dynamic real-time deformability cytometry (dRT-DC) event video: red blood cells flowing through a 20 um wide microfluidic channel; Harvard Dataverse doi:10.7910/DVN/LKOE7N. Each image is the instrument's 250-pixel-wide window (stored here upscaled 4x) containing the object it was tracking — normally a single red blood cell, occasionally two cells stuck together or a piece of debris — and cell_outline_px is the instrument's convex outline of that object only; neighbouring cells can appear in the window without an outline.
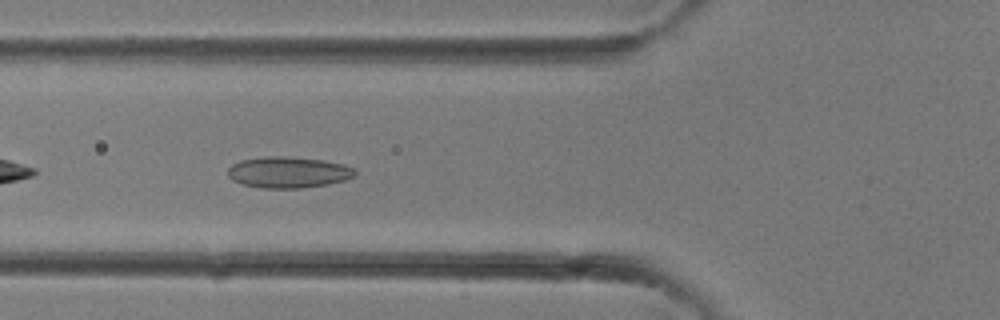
{"species": "common noctule bat (a hibernating species)", "species_latin": "Nyctalus noctula", "temperature_condition": "room temperature", "stored_images_in_passage": 31, "camera_frame_rate_fps": 3000, "um_per_image_px": 0.085, "animal": {"sex": "female"}, "frame": {"image": 1, "passage_image": 9, "time_ms": 2.667, "image_size_px": [1000, 320], "cell_outline_px": [[356, 176], [348, 180], [328, 184], [300, 188], [260, 188], [240, 184], [232, 180], [228, 176], [228, 168], [232, 164], [240, 160], [268, 156], [284, 156], [324, 160], [344, 164], [356, 168]], "centroid_in_image_um": [24.53, 14.65], "position_along_channel_um": 101.3, "area_um2": 23.47}}
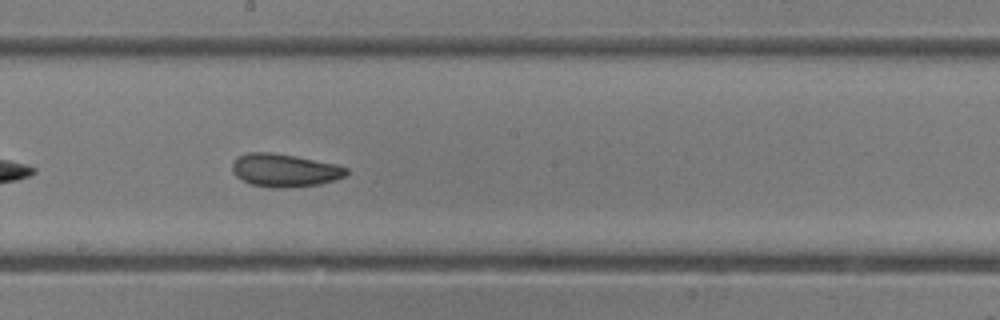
{"frame": {"image": 2, "passage_image": 15, "time_ms": 4.667, "image_size_px": [1000, 320], "cell_outline_px": [[348, 172], [344, 176], [336, 180], [320, 184], [280, 188], [268, 188], [252, 184], [236, 176], [232, 172], [232, 164], [236, 156], [248, 152], [272, 152], [296, 156], [336, 164], [348, 168]], "centroid_in_image_um": [24.18, 14.47], "position_along_channel_um": 224.0, "area_um2": 22.08}}
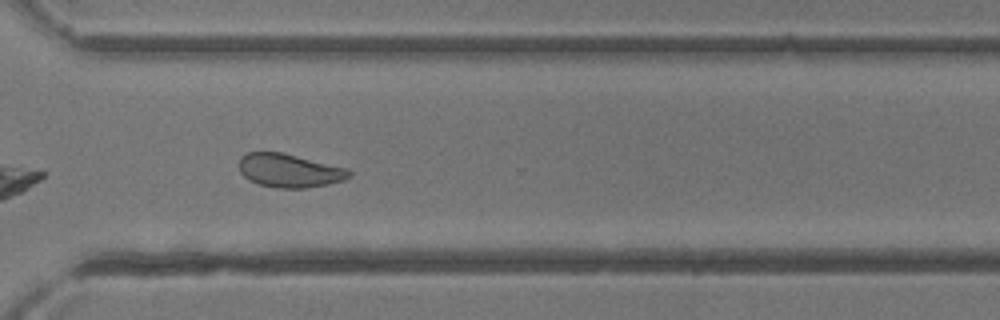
{"frame": {"image": 3, "passage_image": 21, "time_ms": 6.667, "image_size_px": [1000, 320], "cell_outline_px": [[352, 176], [344, 180], [328, 184], [308, 188], [276, 188], [260, 184], [248, 180], [240, 172], [240, 156], [248, 152], [280, 152], [348, 168], [352, 172]], "centroid_in_image_um": [24.62, 14.51], "position_along_channel_um": 346.0, "area_um2": 21.56}}